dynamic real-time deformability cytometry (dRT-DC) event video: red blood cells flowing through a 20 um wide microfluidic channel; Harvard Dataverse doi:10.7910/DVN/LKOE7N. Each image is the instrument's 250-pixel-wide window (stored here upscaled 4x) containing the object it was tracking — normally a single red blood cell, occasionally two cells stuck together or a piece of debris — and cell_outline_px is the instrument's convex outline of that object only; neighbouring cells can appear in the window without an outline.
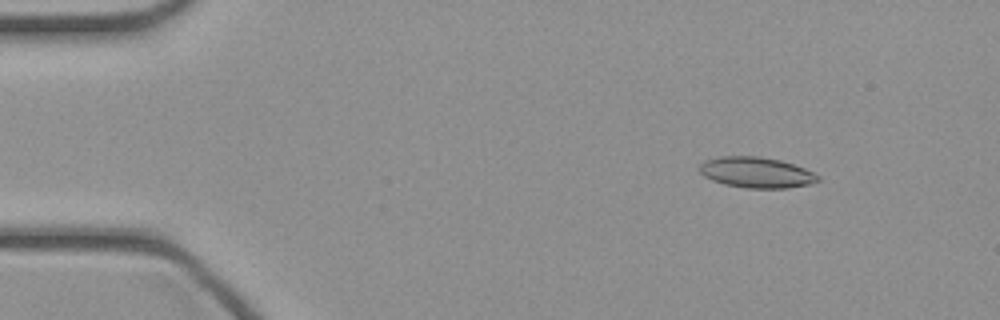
{"species": "common noctule bat (a hibernating species)", "species_latin": "Nyctalus noctula", "temperature_condition": "cold", "stored_images_in_passage": 26, "camera_frame_rate_fps": 3000, "um_per_image_px": 0.085, "animal": {"sex": "female", "body_mass_g": 21.9}, "frame": {"image": 1, "passage_image": 5, "time_ms": 1.333, "image_size_px": [1000, 320], "cell_outline_px": [[820, 180], [812, 184], [788, 188], [748, 188], [724, 184], [712, 180], [704, 176], [700, 172], [700, 164], [704, 160], [720, 156], [756, 156], [780, 160], [804, 168], [820, 176]], "centroid_in_image_um": [64.29, 14.66], "position_along_channel_um": 20.7, "area_um2": 21.21}}
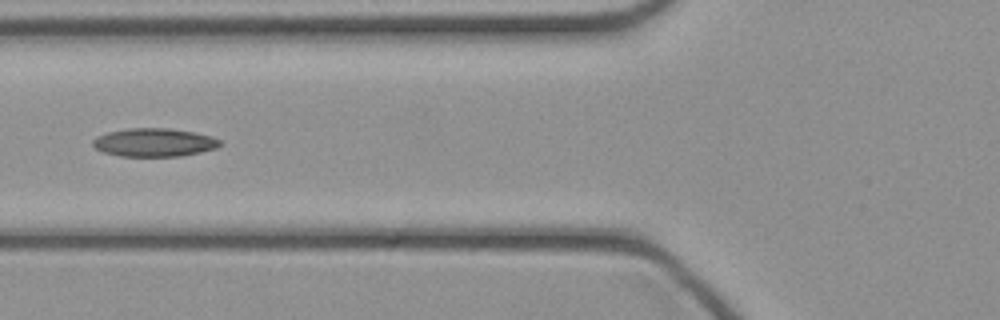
{"frame": {"image": 2, "passage_image": 17, "time_ms": 5.333, "image_size_px": [1000, 320], "cell_outline_px": [[224, 144], [216, 148], [200, 152], [180, 156], [120, 156], [104, 152], [96, 148], [92, 144], [92, 140], [96, 136], [108, 132], [128, 128], [168, 128], [196, 132], [212, 136], [220, 140]], "centroid_in_image_um": [13.13, 12.1], "position_along_channel_um": 112.7, "area_um2": 21.1}}
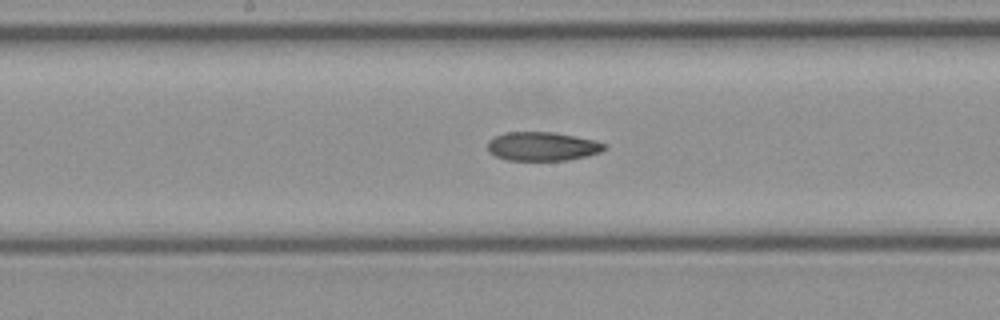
{"frame": {"image": 3, "passage_image": 23, "time_ms": 7.333, "image_size_px": [1000, 320], "cell_outline_px": [[608, 148], [600, 152], [588, 156], [568, 160], [508, 160], [496, 156], [488, 152], [488, 140], [492, 136], [504, 132], [556, 132], [596, 140], [608, 144]], "centroid_in_image_um": [46.13, 12.43], "position_along_channel_um": 202.1, "area_um2": 20.0}}